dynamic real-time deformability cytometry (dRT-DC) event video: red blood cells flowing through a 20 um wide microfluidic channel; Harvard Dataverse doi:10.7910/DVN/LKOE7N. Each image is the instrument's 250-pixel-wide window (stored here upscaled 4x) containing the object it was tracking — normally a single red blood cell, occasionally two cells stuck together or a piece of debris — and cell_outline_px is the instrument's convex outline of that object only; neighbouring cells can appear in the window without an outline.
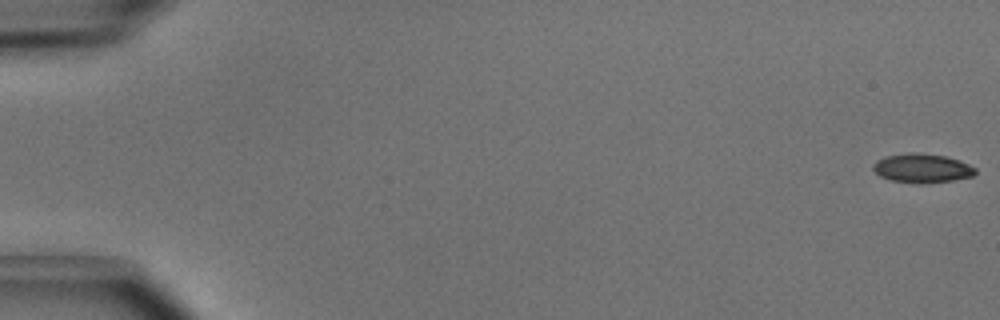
{"species": "common noctule bat (a hibernating species)", "species_latin": "Nyctalus noctula", "temperature_condition": "cold", "stored_images_in_passage": 48, "camera_frame_rate_fps": 3000, "um_per_image_px": 0.085, "animal": {"sex": "male", "body_mass_g": 15.6}, "frame": {"image": 1, "passage_image": 1, "time_ms": 0.0, "image_size_px": [1000, 320], "cell_outline_px": [[976, 172], [972, 176], [952, 180], [920, 184], [892, 180], [880, 176], [872, 168], [872, 164], [876, 160], [884, 156], [908, 152], [912, 152], [944, 156], [960, 160], [976, 168]], "centroid_in_image_um": [78.35, 14.29], "position_along_channel_um": 6.7, "area_um2": 17.28}}
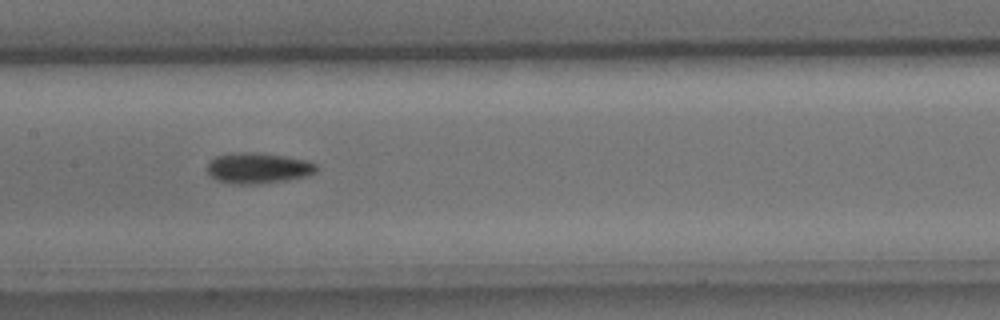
{"frame": {"image": 2, "passage_image": 26, "time_ms": 8.333, "image_size_px": [1000, 320], "cell_outline_px": [[316, 172], [308, 176], [284, 180], [256, 184], [232, 184], [220, 180], [212, 176], [204, 168], [216, 156], [236, 152], [252, 152], [284, 156], [304, 160], [316, 164]], "centroid_in_image_um": [21.91, 14.29], "position_along_channel_um": 185.5, "area_um2": 19.31}}
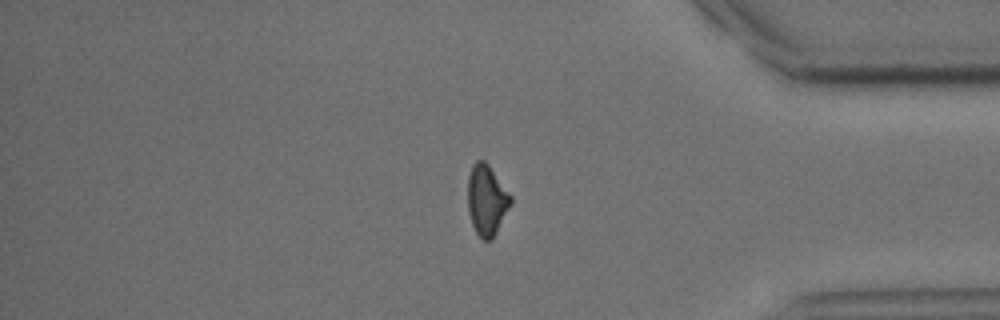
{"frame": {"image": 3, "passage_image": 43, "time_ms": 14.0, "image_size_px": [1000, 320], "cell_outline_px": [[512, 200], [492, 240], [484, 240], [476, 232], [472, 224], [468, 212], [468, 176], [472, 164], [476, 160], [484, 160], [488, 164], [512, 196]], "centroid_in_image_um": [41.35, 16.98], "position_along_channel_um": 393.9, "area_um2": 17.46}, "authors_computed_cell_mechanics": {"area_um2": 18.1492, "velocity_mm_per_s": 4.0395, "shape_relaxation_time_tau1_ms": 4.6351, "shape_relaxation_time_tau2_ms": 9.4675, "deformation_change_tau1": 0.1128, "deformation_change_tau2": 0.1713}}